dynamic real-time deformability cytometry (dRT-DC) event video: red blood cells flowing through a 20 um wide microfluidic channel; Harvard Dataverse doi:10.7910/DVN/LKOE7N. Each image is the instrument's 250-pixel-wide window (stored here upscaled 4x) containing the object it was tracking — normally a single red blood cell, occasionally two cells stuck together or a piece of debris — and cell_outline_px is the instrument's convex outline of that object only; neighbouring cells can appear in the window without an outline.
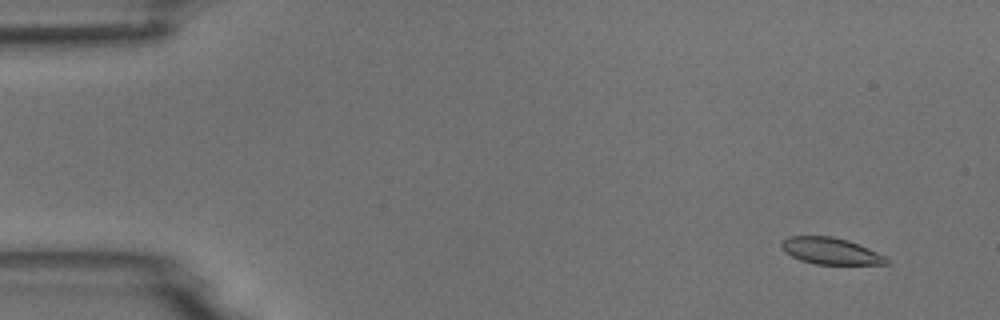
{"species": "common noctule bat (a hibernating species)", "species_latin": "Nyctalus noctula", "temperature_condition": "room temperature", "stored_images_in_passage": 6, "camera_frame_rate_fps": 3000, "um_per_image_px": 0.085, "animal": {"sex": "male", "body_mass_g": 18.8}, "frame": {"image": 1, "passage_image": 1, "time_ms": 0.0, "image_size_px": [1000, 320], "cell_outline_px": [[888, 264], [816, 264], [800, 260], [784, 252], [780, 248], [780, 244], [788, 236], [832, 236], [848, 240], [860, 244], [884, 256], [888, 260]], "centroid_in_image_um": [70.56, 21.33], "position_along_channel_um": 14.4, "area_um2": 16.24}}
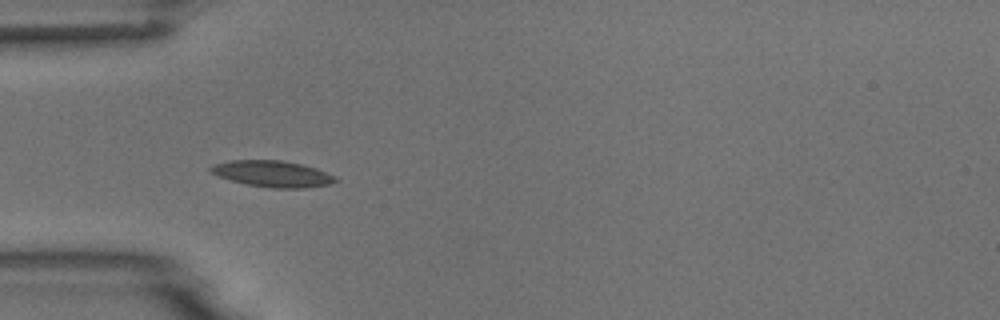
{"frame": {"image": 2, "passage_image": 5, "time_ms": 1.333, "image_size_px": [1000, 320], "cell_outline_px": [[340, 180], [332, 184], [304, 188], [272, 188], [248, 184], [232, 180], [208, 172], [208, 168], [212, 164], [228, 160], [280, 160], [300, 164], [316, 168], [336, 176]], "centroid_in_image_um": [23.17, 14.77], "position_along_channel_um": 61.8, "area_um2": 19.19}}
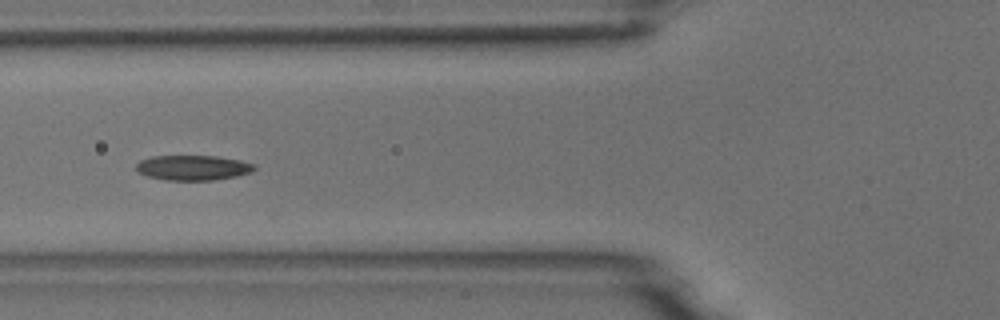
{"frame": {"image": 3, "passage_image": 6, "time_ms": 1.667, "image_size_px": [1000, 320], "cell_outline_px": [[256, 168], [252, 172], [236, 176], [212, 180], [164, 180], [148, 176], [136, 172], [136, 164], [140, 160], [152, 156], [216, 156], [240, 160], [256, 164]], "centroid_in_image_um": [16.4, 14.25], "position_along_channel_um": 109.4, "area_um2": 17.34}}